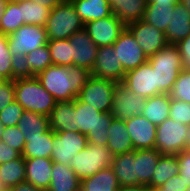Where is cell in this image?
<instances>
[{"label": "cell", "mask_w": 190, "mask_h": 191, "mask_svg": "<svg viewBox=\"0 0 190 191\" xmlns=\"http://www.w3.org/2000/svg\"><path fill=\"white\" fill-rule=\"evenodd\" d=\"M88 144L86 135L75 132H54L51 160L70 166L71 159Z\"/></svg>", "instance_id": "obj_11"}, {"label": "cell", "mask_w": 190, "mask_h": 191, "mask_svg": "<svg viewBox=\"0 0 190 191\" xmlns=\"http://www.w3.org/2000/svg\"><path fill=\"white\" fill-rule=\"evenodd\" d=\"M148 62L153 67V71H156L158 94H169L179 73L183 70L182 58L177 46L168 44L150 56Z\"/></svg>", "instance_id": "obj_4"}, {"label": "cell", "mask_w": 190, "mask_h": 191, "mask_svg": "<svg viewBox=\"0 0 190 191\" xmlns=\"http://www.w3.org/2000/svg\"><path fill=\"white\" fill-rule=\"evenodd\" d=\"M188 126L167 118L157 126L155 148L161 154L176 155L186 150L185 135Z\"/></svg>", "instance_id": "obj_8"}, {"label": "cell", "mask_w": 190, "mask_h": 191, "mask_svg": "<svg viewBox=\"0 0 190 191\" xmlns=\"http://www.w3.org/2000/svg\"><path fill=\"white\" fill-rule=\"evenodd\" d=\"M179 0H147V5H176Z\"/></svg>", "instance_id": "obj_52"}, {"label": "cell", "mask_w": 190, "mask_h": 191, "mask_svg": "<svg viewBox=\"0 0 190 191\" xmlns=\"http://www.w3.org/2000/svg\"><path fill=\"white\" fill-rule=\"evenodd\" d=\"M117 84V82L110 79L91 75L80 90L77 98L100 112H110L112 108L113 92Z\"/></svg>", "instance_id": "obj_7"}, {"label": "cell", "mask_w": 190, "mask_h": 191, "mask_svg": "<svg viewBox=\"0 0 190 191\" xmlns=\"http://www.w3.org/2000/svg\"><path fill=\"white\" fill-rule=\"evenodd\" d=\"M126 28L132 33L147 58L169 44L162 30L144 22L142 19L128 24Z\"/></svg>", "instance_id": "obj_12"}, {"label": "cell", "mask_w": 190, "mask_h": 191, "mask_svg": "<svg viewBox=\"0 0 190 191\" xmlns=\"http://www.w3.org/2000/svg\"><path fill=\"white\" fill-rule=\"evenodd\" d=\"M142 191H151L147 186L142 185Z\"/></svg>", "instance_id": "obj_59"}, {"label": "cell", "mask_w": 190, "mask_h": 191, "mask_svg": "<svg viewBox=\"0 0 190 191\" xmlns=\"http://www.w3.org/2000/svg\"><path fill=\"white\" fill-rule=\"evenodd\" d=\"M113 47L118 61L122 64L125 72L136 69L148 61L142 48L127 28L124 29L120 37L114 42Z\"/></svg>", "instance_id": "obj_15"}, {"label": "cell", "mask_w": 190, "mask_h": 191, "mask_svg": "<svg viewBox=\"0 0 190 191\" xmlns=\"http://www.w3.org/2000/svg\"><path fill=\"white\" fill-rule=\"evenodd\" d=\"M14 80H0V112L14 100Z\"/></svg>", "instance_id": "obj_45"}, {"label": "cell", "mask_w": 190, "mask_h": 191, "mask_svg": "<svg viewBox=\"0 0 190 191\" xmlns=\"http://www.w3.org/2000/svg\"><path fill=\"white\" fill-rule=\"evenodd\" d=\"M7 1H9V2H20V1H22V0H7Z\"/></svg>", "instance_id": "obj_60"}, {"label": "cell", "mask_w": 190, "mask_h": 191, "mask_svg": "<svg viewBox=\"0 0 190 191\" xmlns=\"http://www.w3.org/2000/svg\"><path fill=\"white\" fill-rule=\"evenodd\" d=\"M47 46L50 50V56L53 65L71 66L73 60L71 58V45L69 38L64 40L48 41Z\"/></svg>", "instance_id": "obj_37"}, {"label": "cell", "mask_w": 190, "mask_h": 191, "mask_svg": "<svg viewBox=\"0 0 190 191\" xmlns=\"http://www.w3.org/2000/svg\"><path fill=\"white\" fill-rule=\"evenodd\" d=\"M11 65L13 80L32 77V71L28 64L26 55L17 54L12 56Z\"/></svg>", "instance_id": "obj_44"}, {"label": "cell", "mask_w": 190, "mask_h": 191, "mask_svg": "<svg viewBox=\"0 0 190 191\" xmlns=\"http://www.w3.org/2000/svg\"><path fill=\"white\" fill-rule=\"evenodd\" d=\"M179 169L177 155L162 154L152 175L149 187H162L170 178L179 174Z\"/></svg>", "instance_id": "obj_32"}, {"label": "cell", "mask_w": 190, "mask_h": 191, "mask_svg": "<svg viewBox=\"0 0 190 191\" xmlns=\"http://www.w3.org/2000/svg\"><path fill=\"white\" fill-rule=\"evenodd\" d=\"M37 5H41L51 10L55 8L57 5L62 3V0H32Z\"/></svg>", "instance_id": "obj_51"}, {"label": "cell", "mask_w": 190, "mask_h": 191, "mask_svg": "<svg viewBox=\"0 0 190 191\" xmlns=\"http://www.w3.org/2000/svg\"><path fill=\"white\" fill-rule=\"evenodd\" d=\"M22 25H24V22L22 20L21 9L18 7V2L7 1L0 23V32L9 35L18 30Z\"/></svg>", "instance_id": "obj_36"}, {"label": "cell", "mask_w": 190, "mask_h": 191, "mask_svg": "<svg viewBox=\"0 0 190 191\" xmlns=\"http://www.w3.org/2000/svg\"><path fill=\"white\" fill-rule=\"evenodd\" d=\"M108 131L109 139L107 147L112 156H117L135 150L127 131L125 121L112 118Z\"/></svg>", "instance_id": "obj_25"}, {"label": "cell", "mask_w": 190, "mask_h": 191, "mask_svg": "<svg viewBox=\"0 0 190 191\" xmlns=\"http://www.w3.org/2000/svg\"><path fill=\"white\" fill-rule=\"evenodd\" d=\"M171 97L167 93L154 95L145 100L141 115L146 117L156 126L160 125L169 118Z\"/></svg>", "instance_id": "obj_28"}, {"label": "cell", "mask_w": 190, "mask_h": 191, "mask_svg": "<svg viewBox=\"0 0 190 191\" xmlns=\"http://www.w3.org/2000/svg\"><path fill=\"white\" fill-rule=\"evenodd\" d=\"M112 13L126 26L143 18L147 0H109Z\"/></svg>", "instance_id": "obj_26"}, {"label": "cell", "mask_w": 190, "mask_h": 191, "mask_svg": "<svg viewBox=\"0 0 190 191\" xmlns=\"http://www.w3.org/2000/svg\"><path fill=\"white\" fill-rule=\"evenodd\" d=\"M49 129L55 133L75 131V99L56 102L49 115Z\"/></svg>", "instance_id": "obj_21"}, {"label": "cell", "mask_w": 190, "mask_h": 191, "mask_svg": "<svg viewBox=\"0 0 190 191\" xmlns=\"http://www.w3.org/2000/svg\"><path fill=\"white\" fill-rule=\"evenodd\" d=\"M9 191H42V190L36 188L30 183L23 182L13 186L12 188L9 189Z\"/></svg>", "instance_id": "obj_50"}, {"label": "cell", "mask_w": 190, "mask_h": 191, "mask_svg": "<svg viewBox=\"0 0 190 191\" xmlns=\"http://www.w3.org/2000/svg\"><path fill=\"white\" fill-rule=\"evenodd\" d=\"M4 188L2 187V185H1V182H0V191H2Z\"/></svg>", "instance_id": "obj_62"}, {"label": "cell", "mask_w": 190, "mask_h": 191, "mask_svg": "<svg viewBox=\"0 0 190 191\" xmlns=\"http://www.w3.org/2000/svg\"><path fill=\"white\" fill-rule=\"evenodd\" d=\"M52 165L51 158H25V182L46 191L51 183Z\"/></svg>", "instance_id": "obj_19"}, {"label": "cell", "mask_w": 190, "mask_h": 191, "mask_svg": "<svg viewBox=\"0 0 190 191\" xmlns=\"http://www.w3.org/2000/svg\"><path fill=\"white\" fill-rule=\"evenodd\" d=\"M51 171V183L46 191H80L81 180L70 166L53 162Z\"/></svg>", "instance_id": "obj_23"}, {"label": "cell", "mask_w": 190, "mask_h": 191, "mask_svg": "<svg viewBox=\"0 0 190 191\" xmlns=\"http://www.w3.org/2000/svg\"><path fill=\"white\" fill-rule=\"evenodd\" d=\"M122 83L145 99L158 95L156 71H153V67L148 61L136 69L126 72Z\"/></svg>", "instance_id": "obj_13"}, {"label": "cell", "mask_w": 190, "mask_h": 191, "mask_svg": "<svg viewBox=\"0 0 190 191\" xmlns=\"http://www.w3.org/2000/svg\"><path fill=\"white\" fill-rule=\"evenodd\" d=\"M112 118L110 112H100L75 98V132L86 135L88 143L107 145Z\"/></svg>", "instance_id": "obj_2"}, {"label": "cell", "mask_w": 190, "mask_h": 191, "mask_svg": "<svg viewBox=\"0 0 190 191\" xmlns=\"http://www.w3.org/2000/svg\"><path fill=\"white\" fill-rule=\"evenodd\" d=\"M12 56L9 54L8 37L0 32V80H13Z\"/></svg>", "instance_id": "obj_40"}, {"label": "cell", "mask_w": 190, "mask_h": 191, "mask_svg": "<svg viewBox=\"0 0 190 191\" xmlns=\"http://www.w3.org/2000/svg\"><path fill=\"white\" fill-rule=\"evenodd\" d=\"M125 28L126 25L114 14L84 24V29L97 47L113 45Z\"/></svg>", "instance_id": "obj_14"}, {"label": "cell", "mask_w": 190, "mask_h": 191, "mask_svg": "<svg viewBox=\"0 0 190 191\" xmlns=\"http://www.w3.org/2000/svg\"><path fill=\"white\" fill-rule=\"evenodd\" d=\"M190 34V11L180 2L171 10V21L165 36L169 44L176 45Z\"/></svg>", "instance_id": "obj_20"}, {"label": "cell", "mask_w": 190, "mask_h": 191, "mask_svg": "<svg viewBox=\"0 0 190 191\" xmlns=\"http://www.w3.org/2000/svg\"><path fill=\"white\" fill-rule=\"evenodd\" d=\"M71 58L73 65L84 67L91 71L97 58V45L83 28L75 32L70 38Z\"/></svg>", "instance_id": "obj_17"}, {"label": "cell", "mask_w": 190, "mask_h": 191, "mask_svg": "<svg viewBox=\"0 0 190 191\" xmlns=\"http://www.w3.org/2000/svg\"><path fill=\"white\" fill-rule=\"evenodd\" d=\"M14 97L25 111L49 116L55 107V98L41 85L37 77L14 80Z\"/></svg>", "instance_id": "obj_3"}, {"label": "cell", "mask_w": 190, "mask_h": 191, "mask_svg": "<svg viewBox=\"0 0 190 191\" xmlns=\"http://www.w3.org/2000/svg\"><path fill=\"white\" fill-rule=\"evenodd\" d=\"M6 3H7V0H0V23H1V19H2L3 13L5 11V8H6Z\"/></svg>", "instance_id": "obj_54"}, {"label": "cell", "mask_w": 190, "mask_h": 191, "mask_svg": "<svg viewBox=\"0 0 190 191\" xmlns=\"http://www.w3.org/2000/svg\"><path fill=\"white\" fill-rule=\"evenodd\" d=\"M182 58L183 69L190 71V34L176 44Z\"/></svg>", "instance_id": "obj_47"}, {"label": "cell", "mask_w": 190, "mask_h": 191, "mask_svg": "<svg viewBox=\"0 0 190 191\" xmlns=\"http://www.w3.org/2000/svg\"><path fill=\"white\" fill-rule=\"evenodd\" d=\"M174 7L175 5H147L142 20L165 33Z\"/></svg>", "instance_id": "obj_35"}, {"label": "cell", "mask_w": 190, "mask_h": 191, "mask_svg": "<svg viewBox=\"0 0 190 191\" xmlns=\"http://www.w3.org/2000/svg\"><path fill=\"white\" fill-rule=\"evenodd\" d=\"M117 191H142V185H138V186H120Z\"/></svg>", "instance_id": "obj_53"}, {"label": "cell", "mask_w": 190, "mask_h": 191, "mask_svg": "<svg viewBox=\"0 0 190 191\" xmlns=\"http://www.w3.org/2000/svg\"><path fill=\"white\" fill-rule=\"evenodd\" d=\"M24 108L17 102L13 101L0 112V122L5 126H17L18 120L22 116Z\"/></svg>", "instance_id": "obj_43"}, {"label": "cell", "mask_w": 190, "mask_h": 191, "mask_svg": "<svg viewBox=\"0 0 190 191\" xmlns=\"http://www.w3.org/2000/svg\"><path fill=\"white\" fill-rule=\"evenodd\" d=\"M120 186H138L135 150L113 156L111 166Z\"/></svg>", "instance_id": "obj_22"}, {"label": "cell", "mask_w": 190, "mask_h": 191, "mask_svg": "<svg viewBox=\"0 0 190 191\" xmlns=\"http://www.w3.org/2000/svg\"><path fill=\"white\" fill-rule=\"evenodd\" d=\"M162 188L166 191H186L187 186L186 182L184 181L183 176L180 174L175 175L174 177L170 178Z\"/></svg>", "instance_id": "obj_49"}, {"label": "cell", "mask_w": 190, "mask_h": 191, "mask_svg": "<svg viewBox=\"0 0 190 191\" xmlns=\"http://www.w3.org/2000/svg\"><path fill=\"white\" fill-rule=\"evenodd\" d=\"M185 145H186V150L190 149V126H188V131L185 135Z\"/></svg>", "instance_id": "obj_55"}, {"label": "cell", "mask_w": 190, "mask_h": 191, "mask_svg": "<svg viewBox=\"0 0 190 191\" xmlns=\"http://www.w3.org/2000/svg\"><path fill=\"white\" fill-rule=\"evenodd\" d=\"M190 11V0H179Z\"/></svg>", "instance_id": "obj_56"}, {"label": "cell", "mask_w": 190, "mask_h": 191, "mask_svg": "<svg viewBox=\"0 0 190 191\" xmlns=\"http://www.w3.org/2000/svg\"><path fill=\"white\" fill-rule=\"evenodd\" d=\"M90 72L92 76L110 79L117 83L124 80L126 73L118 61L113 45L98 47L97 58Z\"/></svg>", "instance_id": "obj_16"}, {"label": "cell", "mask_w": 190, "mask_h": 191, "mask_svg": "<svg viewBox=\"0 0 190 191\" xmlns=\"http://www.w3.org/2000/svg\"><path fill=\"white\" fill-rule=\"evenodd\" d=\"M8 49L11 56L26 55L36 48L48 43L45 27L39 25H22L15 32L7 35Z\"/></svg>", "instance_id": "obj_9"}, {"label": "cell", "mask_w": 190, "mask_h": 191, "mask_svg": "<svg viewBox=\"0 0 190 191\" xmlns=\"http://www.w3.org/2000/svg\"><path fill=\"white\" fill-rule=\"evenodd\" d=\"M22 155L16 149L0 141V164L20 158Z\"/></svg>", "instance_id": "obj_48"}, {"label": "cell", "mask_w": 190, "mask_h": 191, "mask_svg": "<svg viewBox=\"0 0 190 191\" xmlns=\"http://www.w3.org/2000/svg\"><path fill=\"white\" fill-rule=\"evenodd\" d=\"M83 28L72 2H62L53 8L45 26L48 41L68 39Z\"/></svg>", "instance_id": "obj_5"}, {"label": "cell", "mask_w": 190, "mask_h": 191, "mask_svg": "<svg viewBox=\"0 0 190 191\" xmlns=\"http://www.w3.org/2000/svg\"><path fill=\"white\" fill-rule=\"evenodd\" d=\"M171 99L190 103V71L182 70L169 93Z\"/></svg>", "instance_id": "obj_39"}, {"label": "cell", "mask_w": 190, "mask_h": 191, "mask_svg": "<svg viewBox=\"0 0 190 191\" xmlns=\"http://www.w3.org/2000/svg\"><path fill=\"white\" fill-rule=\"evenodd\" d=\"M135 150L155 148L157 126L143 115H135L125 120Z\"/></svg>", "instance_id": "obj_18"}, {"label": "cell", "mask_w": 190, "mask_h": 191, "mask_svg": "<svg viewBox=\"0 0 190 191\" xmlns=\"http://www.w3.org/2000/svg\"><path fill=\"white\" fill-rule=\"evenodd\" d=\"M0 141L16 149L22 154L25 146V139L22 132L18 129V126L5 127L2 132Z\"/></svg>", "instance_id": "obj_42"}, {"label": "cell", "mask_w": 190, "mask_h": 191, "mask_svg": "<svg viewBox=\"0 0 190 191\" xmlns=\"http://www.w3.org/2000/svg\"><path fill=\"white\" fill-rule=\"evenodd\" d=\"M17 126L24 138L41 137L49 130V116L24 110Z\"/></svg>", "instance_id": "obj_29"}, {"label": "cell", "mask_w": 190, "mask_h": 191, "mask_svg": "<svg viewBox=\"0 0 190 191\" xmlns=\"http://www.w3.org/2000/svg\"><path fill=\"white\" fill-rule=\"evenodd\" d=\"M90 76L84 67L50 65L36 77L57 102H62L77 98Z\"/></svg>", "instance_id": "obj_1"}, {"label": "cell", "mask_w": 190, "mask_h": 191, "mask_svg": "<svg viewBox=\"0 0 190 191\" xmlns=\"http://www.w3.org/2000/svg\"><path fill=\"white\" fill-rule=\"evenodd\" d=\"M18 7L21 9L24 24L46 26L50 8L37 5L32 0H22L18 2Z\"/></svg>", "instance_id": "obj_34"}, {"label": "cell", "mask_w": 190, "mask_h": 191, "mask_svg": "<svg viewBox=\"0 0 190 191\" xmlns=\"http://www.w3.org/2000/svg\"><path fill=\"white\" fill-rule=\"evenodd\" d=\"M5 129V126L0 122V138L2 136V132Z\"/></svg>", "instance_id": "obj_58"}, {"label": "cell", "mask_w": 190, "mask_h": 191, "mask_svg": "<svg viewBox=\"0 0 190 191\" xmlns=\"http://www.w3.org/2000/svg\"><path fill=\"white\" fill-rule=\"evenodd\" d=\"M180 165L179 174L183 176L186 186L190 187V149L176 154Z\"/></svg>", "instance_id": "obj_46"}, {"label": "cell", "mask_w": 190, "mask_h": 191, "mask_svg": "<svg viewBox=\"0 0 190 191\" xmlns=\"http://www.w3.org/2000/svg\"><path fill=\"white\" fill-rule=\"evenodd\" d=\"M145 98L135 94L128 89L122 82L118 83L113 92L112 108L110 113L116 120L132 119L135 115H140L144 105Z\"/></svg>", "instance_id": "obj_10"}, {"label": "cell", "mask_w": 190, "mask_h": 191, "mask_svg": "<svg viewBox=\"0 0 190 191\" xmlns=\"http://www.w3.org/2000/svg\"><path fill=\"white\" fill-rule=\"evenodd\" d=\"M26 57L32 71V77L37 76L47 67L53 65L47 44L40 48H36L34 51H30L26 54Z\"/></svg>", "instance_id": "obj_38"}, {"label": "cell", "mask_w": 190, "mask_h": 191, "mask_svg": "<svg viewBox=\"0 0 190 191\" xmlns=\"http://www.w3.org/2000/svg\"><path fill=\"white\" fill-rule=\"evenodd\" d=\"M161 155L156 148L135 150L136 177L139 185L149 187Z\"/></svg>", "instance_id": "obj_24"}, {"label": "cell", "mask_w": 190, "mask_h": 191, "mask_svg": "<svg viewBox=\"0 0 190 191\" xmlns=\"http://www.w3.org/2000/svg\"><path fill=\"white\" fill-rule=\"evenodd\" d=\"M151 191H166L162 187H148ZM170 191V190H169Z\"/></svg>", "instance_id": "obj_57"}, {"label": "cell", "mask_w": 190, "mask_h": 191, "mask_svg": "<svg viewBox=\"0 0 190 191\" xmlns=\"http://www.w3.org/2000/svg\"><path fill=\"white\" fill-rule=\"evenodd\" d=\"M25 177L26 168L23 156L0 164V182L4 189H10L19 183L25 182Z\"/></svg>", "instance_id": "obj_33"}, {"label": "cell", "mask_w": 190, "mask_h": 191, "mask_svg": "<svg viewBox=\"0 0 190 191\" xmlns=\"http://www.w3.org/2000/svg\"><path fill=\"white\" fill-rule=\"evenodd\" d=\"M54 131L49 129L41 137L24 138L25 146L22 152L24 158H51Z\"/></svg>", "instance_id": "obj_31"}, {"label": "cell", "mask_w": 190, "mask_h": 191, "mask_svg": "<svg viewBox=\"0 0 190 191\" xmlns=\"http://www.w3.org/2000/svg\"><path fill=\"white\" fill-rule=\"evenodd\" d=\"M72 4L83 24L111 16L109 0H73Z\"/></svg>", "instance_id": "obj_27"}, {"label": "cell", "mask_w": 190, "mask_h": 191, "mask_svg": "<svg viewBox=\"0 0 190 191\" xmlns=\"http://www.w3.org/2000/svg\"><path fill=\"white\" fill-rule=\"evenodd\" d=\"M169 118L190 126V103L182 100L171 99Z\"/></svg>", "instance_id": "obj_41"}, {"label": "cell", "mask_w": 190, "mask_h": 191, "mask_svg": "<svg viewBox=\"0 0 190 191\" xmlns=\"http://www.w3.org/2000/svg\"><path fill=\"white\" fill-rule=\"evenodd\" d=\"M113 156L107 145L88 143L70 161V167L80 180L111 166Z\"/></svg>", "instance_id": "obj_6"}, {"label": "cell", "mask_w": 190, "mask_h": 191, "mask_svg": "<svg viewBox=\"0 0 190 191\" xmlns=\"http://www.w3.org/2000/svg\"><path fill=\"white\" fill-rule=\"evenodd\" d=\"M119 187L115 172L109 167L81 180L80 191H117Z\"/></svg>", "instance_id": "obj_30"}, {"label": "cell", "mask_w": 190, "mask_h": 191, "mask_svg": "<svg viewBox=\"0 0 190 191\" xmlns=\"http://www.w3.org/2000/svg\"><path fill=\"white\" fill-rule=\"evenodd\" d=\"M73 0H62V2H72Z\"/></svg>", "instance_id": "obj_61"}]
</instances>
